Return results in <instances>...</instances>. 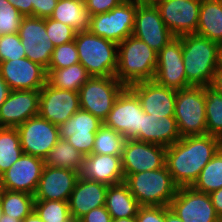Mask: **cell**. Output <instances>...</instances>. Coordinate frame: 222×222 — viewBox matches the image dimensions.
Masks as SVG:
<instances>
[{
	"mask_svg": "<svg viewBox=\"0 0 222 222\" xmlns=\"http://www.w3.org/2000/svg\"><path fill=\"white\" fill-rule=\"evenodd\" d=\"M44 159L22 154L2 176V189L34 195L44 168Z\"/></svg>",
	"mask_w": 222,
	"mask_h": 222,
	"instance_id": "obj_18",
	"label": "cell"
},
{
	"mask_svg": "<svg viewBox=\"0 0 222 222\" xmlns=\"http://www.w3.org/2000/svg\"><path fill=\"white\" fill-rule=\"evenodd\" d=\"M45 28L49 39L55 47L74 41L77 33L74 28L50 17L45 18Z\"/></svg>",
	"mask_w": 222,
	"mask_h": 222,
	"instance_id": "obj_41",
	"label": "cell"
},
{
	"mask_svg": "<svg viewBox=\"0 0 222 222\" xmlns=\"http://www.w3.org/2000/svg\"><path fill=\"white\" fill-rule=\"evenodd\" d=\"M22 154L17 128L3 127L0 131V173L8 170Z\"/></svg>",
	"mask_w": 222,
	"mask_h": 222,
	"instance_id": "obj_32",
	"label": "cell"
},
{
	"mask_svg": "<svg viewBox=\"0 0 222 222\" xmlns=\"http://www.w3.org/2000/svg\"><path fill=\"white\" fill-rule=\"evenodd\" d=\"M126 138L104 124L96 132L93 154L122 155Z\"/></svg>",
	"mask_w": 222,
	"mask_h": 222,
	"instance_id": "obj_35",
	"label": "cell"
},
{
	"mask_svg": "<svg viewBox=\"0 0 222 222\" xmlns=\"http://www.w3.org/2000/svg\"><path fill=\"white\" fill-rule=\"evenodd\" d=\"M0 76L10 90H41L47 83L46 69L26 57L0 62Z\"/></svg>",
	"mask_w": 222,
	"mask_h": 222,
	"instance_id": "obj_17",
	"label": "cell"
},
{
	"mask_svg": "<svg viewBox=\"0 0 222 222\" xmlns=\"http://www.w3.org/2000/svg\"><path fill=\"white\" fill-rule=\"evenodd\" d=\"M111 222H136V217L112 219Z\"/></svg>",
	"mask_w": 222,
	"mask_h": 222,
	"instance_id": "obj_55",
	"label": "cell"
},
{
	"mask_svg": "<svg viewBox=\"0 0 222 222\" xmlns=\"http://www.w3.org/2000/svg\"><path fill=\"white\" fill-rule=\"evenodd\" d=\"M4 214L23 220L34 210V195L25 192L0 190Z\"/></svg>",
	"mask_w": 222,
	"mask_h": 222,
	"instance_id": "obj_31",
	"label": "cell"
},
{
	"mask_svg": "<svg viewBox=\"0 0 222 222\" xmlns=\"http://www.w3.org/2000/svg\"><path fill=\"white\" fill-rule=\"evenodd\" d=\"M24 154L45 159L59 139V127L39 115L17 127Z\"/></svg>",
	"mask_w": 222,
	"mask_h": 222,
	"instance_id": "obj_10",
	"label": "cell"
},
{
	"mask_svg": "<svg viewBox=\"0 0 222 222\" xmlns=\"http://www.w3.org/2000/svg\"><path fill=\"white\" fill-rule=\"evenodd\" d=\"M125 86L115 77H91L78 91L80 108L102 122Z\"/></svg>",
	"mask_w": 222,
	"mask_h": 222,
	"instance_id": "obj_7",
	"label": "cell"
},
{
	"mask_svg": "<svg viewBox=\"0 0 222 222\" xmlns=\"http://www.w3.org/2000/svg\"><path fill=\"white\" fill-rule=\"evenodd\" d=\"M201 0H160L156 7L175 37L196 34Z\"/></svg>",
	"mask_w": 222,
	"mask_h": 222,
	"instance_id": "obj_15",
	"label": "cell"
},
{
	"mask_svg": "<svg viewBox=\"0 0 222 222\" xmlns=\"http://www.w3.org/2000/svg\"><path fill=\"white\" fill-rule=\"evenodd\" d=\"M10 91L8 84L0 76V107L7 99Z\"/></svg>",
	"mask_w": 222,
	"mask_h": 222,
	"instance_id": "obj_50",
	"label": "cell"
},
{
	"mask_svg": "<svg viewBox=\"0 0 222 222\" xmlns=\"http://www.w3.org/2000/svg\"><path fill=\"white\" fill-rule=\"evenodd\" d=\"M0 222H22V220L17 219V217H11L9 215L3 214L0 218Z\"/></svg>",
	"mask_w": 222,
	"mask_h": 222,
	"instance_id": "obj_54",
	"label": "cell"
},
{
	"mask_svg": "<svg viewBox=\"0 0 222 222\" xmlns=\"http://www.w3.org/2000/svg\"><path fill=\"white\" fill-rule=\"evenodd\" d=\"M205 95L207 134L222 139V94L206 86Z\"/></svg>",
	"mask_w": 222,
	"mask_h": 222,
	"instance_id": "obj_36",
	"label": "cell"
},
{
	"mask_svg": "<svg viewBox=\"0 0 222 222\" xmlns=\"http://www.w3.org/2000/svg\"><path fill=\"white\" fill-rule=\"evenodd\" d=\"M70 222H78L77 220L72 219Z\"/></svg>",
	"mask_w": 222,
	"mask_h": 222,
	"instance_id": "obj_59",
	"label": "cell"
},
{
	"mask_svg": "<svg viewBox=\"0 0 222 222\" xmlns=\"http://www.w3.org/2000/svg\"><path fill=\"white\" fill-rule=\"evenodd\" d=\"M136 6H156L160 0H128Z\"/></svg>",
	"mask_w": 222,
	"mask_h": 222,
	"instance_id": "obj_52",
	"label": "cell"
},
{
	"mask_svg": "<svg viewBox=\"0 0 222 222\" xmlns=\"http://www.w3.org/2000/svg\"><path fill=\"white\" fill-rule=\"evenodd\" d=\"M132 35L141 39L156 53L175 38L156 6H137Z\"/></svg>",
	"mask_w": 222,
	"mask_h": 222,
	"instance_id": "obj_19",
	"label": "cell"
},
{
	"mask_svg": "<svg viewBox=\"0 0 222 222\" xmlns=\"http://www.w3.org/2000/svg\"><path fill=\"white\" fill-rule=\"evenodd\" d=\"M46 71L47 83L50 86L76 92L91 78L87 70L80 63L71 65L70 67Z\"/></svg>",
	"mask_w": 222,
	"mask_h": 222,
	"instance_id": "obj_29",
	"label": "cell"
},
{
	"mask_svg": "<svg viewBox=\"0 0 222 222\" xmlns=\"http://www.w3.org/2000/svg\"><path fill=\"white\" fill-rule=\"evenodd\" d=\"M196 34L222 45V3L201 0Z\"/></svg>",
	"mask_w": 222,
	"mask_h": 222,
	"instance_id": "obj_27",
	"label": "cell"
},
{
	"mask_svg": "<svg viewBox=\"0 0 222 222\" xmlns=\"http://www.w3.org/2000/svg\"><path fill=\"white\" fill-rule=\"evenodd\" d=\"M80 109L79 93L46 83L40 90L39 116L56 126L65 123Z\"/></svg>",
	"mask_w": 222,
	"mask_h": 222,
	"instance_id": "obj_14",
	"label": "cell"
},
{
	"mask_svg": "<svg viewBox=\"0 0 222 222\" xmlns=\"http://www.w3.org/2000/svg\"><path fill=\"white\" fill-rule=\"evenodd\" d=\"M136 222H165V206L140 207Z\"/></svg>",
	"mask_w": 222,
	"mask_h": 222,
	"instance_id": "obj_43",
	"label": "cell"
},
{
	"mask_svg": "<svg viewBox=\"0 0 222 222\" xmlns=\"http://www.w3.org/2000/svg\"><path fill=\"white\" fill-rule=\"evenodd\" d=\"M4 214V212H3V209H2V205H1V202H0V218H1V216Z\"/></svg>",
	"mask_w": 222,
	"mask_h": 222,
	"instance_id": "obj_57",
	"label": "cell"
},
{
	"mask_svg": "<svg viewBox=\"0 0 222 222\" xmlns=\"http://www.w3.org/2000/svg\"><path fill=\"white\" fill-rule=\"evenodd\" d=\"M112 217L105 206L97 207L90 210L87 214L81 217L78 222H111Z\"/></svg>",
	"mask_w": 222,
	"mask_h": 222,
	"instance_id": "obj_46",
	"label": "cell"
},
{
	"mask_svg": "<svg viewBox=\"0 0 222 222\" xmlns=\"http://www.w3.org/2000/svg\"><path fill=\"white\" fill-rule=\"evenodd\" d=\"M2 174L0 173V190H2Z\"/></svg>",
	"mask_w": 222,
	"mask_h": 222,
	"instance_id": "obj_58",
	"label": "cell"
},
{
	"mask_svg": "<svg viewBox=\"0 0 222 222\" xmlns=\"http://www.w3.org/2000/svg\"><path fill=\"white\" fill-rule=\"evenodd\" d=\"M24 57H26V52L18 33L0 35V62Z\"/></svg>",
	"mask_w": 222,
	"mask_h": 222,
	"instance_id": "obj_40",
	"label": "cell"
},
{
	"mask_svg": "<svg viewBox=\"0 0 222 222\" xmlns=\"http://www.w3.org/2000/svg\"><path fill=\"white\" fill-rule=\"evenodd\" d=\"M186 78L191 86H210L219 66L220 45L197 34L179 36Z\"/></svg>",
	"mask_w": 222,
	"mask_h": 222,
	"instance_id": "obj_2",
	"label": "cell"
},
{
	"mask_svg": "<svg viewBox=\"0 0 222 222\" xmlns=\"http://www.w3.org/2000/svg\"><path fill=\"white\" fill-rule=\"evenodd\" d=\"M129 88L139 98L146 114L159 119L174 116L176 90L161 86L154 80L137 82Z\"/></svg>",
	"mask_w": 222,
	"mask_h": 222,
	"instance_id": "obj_22",
	"label": "cell"
},
{
	"mask_svg": "<svg viewBox=\"0 0 222 222\" xmlns=\"http://www.w3.org/2000/svg\"><path fill=\"white\" fill-rule=\"evenodd\" d=\"M122 155H102L91 153L84 156L80 177L113 185L125 180L122 171Z\"/></svg>",
	"mask_w": 222,
	"mask_h": 222,
	"instance_id": "obj_24",
	"label": "cell"
},
{
	"mask_svg": "<svg viewBox=\"0 0 222 222\" xmlns=\"http://www.w3.org/2000/svg\"><path fill=\"white\" fill-rule=\"evenodd\" d=\"M23 17L8 0H0V35L18 33Z\"/></svg>",
	"mask_w": 222,
	"mask_h": 222,
	"instance_id": "obj_39",
	"label": "cell"
},
{
	"mask_svg": "<svg viewBox=\"0 0 222 222\" xmlns=\"http://www.w3.org/2000/svg\"><path fill=\"white\" fill-rule=\"evenodd\" d=\"M80 174L78 171L44 165L34 200L68 202Z\"/></svg>",
	"mask_w": 222,
	"mask_h": 222,
	"instance_id": "obj_20",
	"label": "cell"
},
{
	"mask_svg": "<svg viewBox=\"0 0 222 222\" xmlns=\"http://www.w3.org/2000/svg\"><path fill=\"white\" fill-rule=\"evenodd\" d=\"M210 87L222 94V69L218 67L215 71Z\"/></svg>",
	"mask_w": 222,
	"mask_h": 222,
	"instance_id": "obj_49",
	"label": "cell"
},
{
	"mask_svg": "<svg viewBox=\"0 0 222 222\" xmlns=\"http://www.w3.org/2000/svg\"><path fill=\"white\" fill-rule=\"evenodd\" d=\"M157 53L141 39L131 35L118 44V65L115 77L129 87L141 81L153 80Z\"/></svg>",
	"mask_w": 222,
	"mask_h": 222,
	"instance_id": "obj_3",
	"label": "cell"
},
{
	"mask_svg": "<svg viewBox=\"0 0 222 222\" xmlns=\"http://www.w3.org/2000/svg\"><path fill=\"white\" fill-rule=\"evenodd\" d=\"M96 132H89V134L74 133L67 141L78 150L83 156H88L92 153L94 147Z\"/></svg>",
	"mask_w": 222,
	"mask_h": 222,
	"instance_id": "obj_42",
	"label": "cell"
},
{
	"mask_svg": "<svg viewBox=\"0 0 222 222\" xmlns=\"http://www.w3.org/2000/svg\"><path fill=\"white\" fill-rule=\"evenodd\" d=\"M124 177V182L141 207H169L179 188L166 165L156 170L124 174Z\"/></svg>",
	"mask_w": 222,
	"mask_h": 222,
	"instance_id": "obj_4",
	"label": "cell"
},
{
	"mask_svg": "<svg viewBox=\"0 0 222 222\" xmlns=\"http://www.w3.org/2000/svg\"><path fill=\"white\" fill-rule=\"evenodd\" d=\"M79 63L75 41L56 46L51 55L47 70L61 69Z\"/></svg>",
	"mask_w": 222,
	"mask_h": 222,
	"instance_id": "obj_38",
	"label": "cell"
},
{
	"mask_svg": "<svg viewBox=\"0 0 222 222\" xmlns=\"http://www.w3.org/2000/svg\"><path fill=\"white\" fill-rule=\"evenodd\" d=\"M83 159L84 156L67 139L59 138L44 162L47 166L68 168L80 172Z\"/></svg>",
	"mask_w": 222,
	"mask_h": 222,
	"instance_id": "obj_30",
	"label": "cell"
},
{
	"mask_svg": "<svg viewBox=\"0 0 222 222\" xmlns=\"http://www.w3.org/2000/svg\"><path fill=\"white\" fill-rule=\"evenodd\" d=\"M166 147L126 139L121 156L123 174H136L143 171L156 170L165 166Z\"/></svg>",
	"mask_w": 222,
	"mask_h": 222,
	"instance_id": "obj_16",
	"label": "cell"
},
{
	"mask_svg": "<svg viewBox=\"0 0 222 222\" xmlns=\"http://www.w3.org/2000/svg\"><path fill=\"white\" fill-rule=\"evenodd\" d=\"M219 68L222 69V45H220V51H219Z\"/></svg>",
	"mask_w": 222,
	"mask_h": 222,
	"instance_id": "obj_56",
	"label": "cell"
},
{
	"mask_svg": "<svg viewBox=\"0 0 222 222\" xmlns=\"http://www.w3.org/2000/svg\"><path fill=\"white\" fill-rule=\"evenodd\" d=\"M140 207L124 181L108 186L105 208L112 219L136 217Z\"/></svg>",
	"mask_w": 222,
	"mask_h": 222,
	"instance_id": "obj_26",
	"label": "cell"
},
{
	"mask_svg": "<svg viewBox=\"0 0 222 222\" xmlns=\"http://www.w3.org/2000/svg\"><path fill=\"white\" fill-rule=\"evenodd\" d=\"M137 6L124 0L106 13L91 16L89 31L119 44L133 34Z\"/></svg>",
	"mask_w": 222,
	"mask_h": 222,
	"instance_id": "obj_8",
	"label": "cell"
},
{
	"mask_svg": "<svg viewBox=\"0 0 222 222\" xmlns=\"http://www.w3.org/2000/svg\"><path fill=\"white\" fill-rule=\"evenodd\" d=\"M24 17L32 16V3L30 0H8Z\"/></svg>",
	"mask_w": 222,
	"mask_h": 222,
	"instance_id": "obj_47",
	"label": "cell"
},
{
	"mask_svg": "<svg viewBox=\"0 0 222 222\" xmlns=\"http://www.w3.org/2000/svg\"><path fill=\"white\" fill-rule=\"evenodd\" d=\"M142 105L137 95L125 87L117 96L103 124L126 139H135L142 128Z\"/></svg>",
	"mask_w": 222,
	"mask_h": 222,
	"instance_id": "obj_9",
	"label": "cell"
},
{
	"mask_svg": "<svg viewBox=\"0 0 222 222\" xmlns=\"http://www.w3.org/2000/svg\"><path fill=\"white\" fill-rule=\"evenodd\" d=\"M79 63L91 77L115 76L118 65V44L96 36L88 31H79L75 36Z\"/></svg>",
	"mask_w": 222,
	"mask_h": 222,
	"instance_id": "obj_5",
	"label": "cell"
},
{
	"mask_svg": "<svg viewBox=\"0 0 222 222\" xmlns=\"http://www.w3.org/2000/svg\"><path fill=\"white\" fill-rule=\"evenodd\" d=\"M209 195L211 197L216 214L219 217H222V188L211 192Z\"/></svg>",
	"mask_w": 222,
	"mask_h": 222,
	"instance_id": "obj_48",
	"label": "cell"
},
{
	"mask_svg": "<svg viewBox=\"0 0 222 222\" xmlns=\"http://www.w3.org/2000/svg\"><path fill=\"white\" fill-rule=\"evenodd\" d=\"M40 90H11L0 107V124L17 128L39 114Z\"/></svg>",
	"mask_w": 222,
	"mask_h": 222,
	"instance_id": "obj_21",
	"label": "cell"
},
{
	"mask_svg": "<svg viewBox=\"0 0 222 222\" xmlns=\"http://www.w3.org/2000/svg\"><path fill=\"white\" fill-rule=\"evenodd\" d=\"M180 139L181 135L174 116L159 119L152 114L142 112V128L135 140L168 147Z\"/></svg>",
	"mask_w": 222,
	"mask_h": 222,
	"instance_id": "obj_25",
	"label": "cell"
},
{
	"mask_svg": "<svg viewBox=\"0 0 222 222\" xmlns=\"http://www.w3.org/2000/svg\"><path fill=\"white\" fill-rule=\"evenodd\" d=\"M22 222H43L38 214L33 210L28 216H26Z\"/></svg>",
	"mask_w": 222,
	"mask_h": 222,
	"instance_id": "obj_53",
	"label": "cell"
},
{
	"mask_svg": "<svg viewBox=\"0 0 222 222\" xmlns=\"http://www.w3.org/2000/svg\"><path fill=\"white\" fill-rule=\"evenodd\" d=\"M165 222H183L169 207L165 206Z\"/></svg>",
	"mask_w": 222,
	"mask_h": 222,
	"instance_id": "obj_51",
	"label": "cell"
},
{
	"mask_svg": "<svg viewBox=\"0 0 222 222\" xmlns=\"http://www.w3.org/2000/svg\"><path fill=\"white\" fill-rule=\"evenodd\" d=\"M18 35L25 49L26 58L47 70L55 46L46 32L45 18L23 17Z\"/></svg>",
	"mask_w": 222,
	"mask_h": 222,
	"instance_id": "obj_13",
	"label": "cell"
},
{
	"mask_svg": "<svg viewBox=\"0 0 222 222\" xmlns=\"http://www.w3.org/2000/svg\"><path fill=\"white\" fill-rule=\"evenodd\" d=\"M58 0H30L32 3V16L48 18L52 15Z\"/></svg>",
	"mask_w": 222,
	"mask_h": 222,
	"instance_id": "obj_45",
	"label": "cell"
},
{
	"mask_svg": "<svg viewBox=\"0 0 222 222\" xmlns=\"http://www.w3.org/2000/svg\"><path fill=\"white\" fill-rule=\"evenodd\" d=\"M221 147L222 139L210 134L181 137L166 147L165 165L176 185L191 187Z\"/></svg>",
	"mask_w": 222,
	"mask_h": 222,
	"instance_id": "obj_1",
	"label": "cell"
},
{
	"mask_svg": "<svg viewBox=\"0 0 222 222\" xmlns=\"http://www.w3.org/2000/svg\"><path fill=\"white\" fill-rule=\"evenodd\" d=\"M103 122L83 109H79L65 123L59 126V138L67 139L74 133L89 134V132H97Z\"/></svg>",
	"mask_w": 222,
	"mask_h": 222,
	"instance_id": "obj_34",
	"label": "cell"
},
{
	"mask_svg": "<svg viewBox=\"0 0 222 222\" xmlns=\"http://www.w3.org/2000/svg\"><path fill=\"white\" fill-rule=\"evenodd\" d=\"M34 211L43 222H70L68 202L57 200H34Z\"/></svg>",
	"mask_w": 222,
	"mask_h": 222,
	"instance_id": "obj_37",
	"label": "cell"
},
{
	"mask_svg": "<svg viewBox=\"0 0 222 222\" xmlns=\"http://www.w3.org/2000/svg\"><path fill=\"white\" fill-rule=\"evenodd\" d=\"M191 187L207 194L222 188V147L205 165Z\"/></svg>",
	"mask_w": 222,
	"mask_h": 222,
	"instance_id": "obj_33",
	"label": "cell"
},
{
	"mask_svg": "<svg viewBox=\"0 0 222 222\" xmlns=\"http://www.w3.org/2000/svg\"><path fill=\"white\" fill-rule=\"evenodd\" d=\"M86 8L89 10L91 16L106 13L124 0H84Z\"/></svg>",
	"mask_w": 222,
	"mask_h": 222,
	"instance_id": "obj_44",
	"label": "cell"
},
{
	"mask_svg": "<svg viewBox=\"0 0 222 222\" xmlns=\"http://www.w3.org/2000/svg\"><path fill=\"white\" fill-rule=\"evenodd\" d=\"M50 18L79 32L89 30L91 14L84 0H58Z\"/></svg>",
	"mask_w": 222,
	"mask_h": 222,
	"instance_id": "obj_28",
	"label": "cell"
},
{
	"mask_svg": "<svg viewBox=\"0 0 222 222\" xmlns=\"http://www.w3.org/2000/svg\"><path fill=\"white\" fill-rule=\"evenodd\" d=\"M169 208L183 222H219L220 217L209 194L199 192L192 187H179Z\"/></svg>",
	"mask_w": 222,
	"mask_h": 222,
	"instance_id": "obj_11",
	"label": "cell"
},
{
	"mask_svg": "<svg viewBox=\"0 0 222 222\" xmlns=\"http://www.w3.org/2000/svg\"><path fill=\"white\" fill-rule=\"evenodd\" d=\"M108 185L79 176L68 200L72 219L79 220L90 210L105 206Z\"/></svg>",
	"mask_w": 222,
	"mask_h": 222,
	"instance_id": "obj_23",
	"label": "cell"
},
{
	"mask_svg": "<svg viewBox=\"0 0 222 222\" xmlns=\"http://www.w3.org/2000/svg\"><path fill=\"white\" fill-rule=\"evenodd\" d=\"M205 104L204 86L176 91L174 117L181 137L207 134Z\"/></svg>",
	"mask_w": 222,
	"mask_h": 222,
	"instance_id": "obj_6",
	"label": "cell"
},
{
	"mask_svg": "<svg viewBox=\"0 0 222 222\" xmlns=\"http://www.w3.org/2000/svg\"><path fill=\"white\" fill-rule=\"evenodd\" d=\"M184 67L182 41L175 37L157 53V67L153 80L176 91L190 87Z\"/></svg>",
	"mask_w": 222,
	"mask_h": 222,
	"instance_id": "obj_12",
	"label": "cell"
}]
</instances>
